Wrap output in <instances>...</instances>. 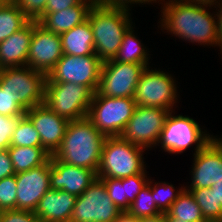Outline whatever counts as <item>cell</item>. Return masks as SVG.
Listing matches in <instances>:
<instances>
[{
	"mask_svg": "<svg viewBox=\"0 0 222 222\" xmlns=\"http://www.w3.org/2000/svg\"><path fill=\"white\" fill-rule=\"evenodd\" d=\"M160 4L161 20L158 27L162 32L187 43L219 47L216 12L211 13L209 10L212 7L191 4L184 0H161Z\"/></svg>",
	"mask_w": 222,
	"mask_h": 222,
	"instance_id": "6da1fadb",
	"label": "cell"
},
{
	"mask_svg": "<svg viewBox=\"0 0 222 222\" xmlns=\"http://www.w3.org/2000/svg\"><path fill=\"white\" fill-rule=\"evenodd\" d=\"M105 139L106 136L87 117L71 121L61 146L52 156L66 164L91 169L97 174Z\"/></svg>",
	"mask_w": 222,
	"mask_h": 222,
	"instance_id": "7a4b0ae2",
	"label": "cell"
},
{
	"mask_svg": "<svg viewBox=\"0 0 222 222\" xmlns=\"http://www.w3.org/2000/svg\"><path fill=\"white\" fill-rule=\"evenodd\" d=\"M132 10L94 4L87 19L94 35L95 54L102 62L116 56L124 34L133 25Z\"/></svg>",
	"mask_w": 222,
	"mask_h": 222,
	"instance_id": "3957f363",
	"label": "cell"
},
{
	"mask_svg": "<svg viewBox=\"0 0 222 222\" xmlns=\"http://www.w3.org/2000/svg\"><path fill=\"white\" fill-rule=\"evenodd\" d=\"M144 148L136 146L120 136L106 137L97 178L122 179L146 171Z\"/></svg>",
	"mask_w": 222,
	"mask_h": 222,
	"instance_id": "277c9868",
	"label": "cell"
},
{
	"mask_svg": "<svg viewBox=\"0 0 222 222\" xmlns=\"http://www.w3.org/2000/svg\"><path fill=\"white\" fill-rule=\"evenodd\" d=\"M175 112V110L170 111L157 146H160L161 150L163 149L162 151L166 153L177 155L195 145L193 153L195 155L215 135L207 133L206 129L201 128L200 124L192 117L177 115Z\"/></svg>",
	"mask_w": 222,
	"mask_h": 222,
	"instance_id": "5b68a950",
	"label": "cell"
},
{
	"mask_svg": "<svg viewBox=\"0 0 222 222\" xmlns=\"http://www.w3.org/2000/svg\"><path fill=\"white\" fill-rule=\"evenodd\" d=\"M93 92L73 82H45L44 104L67 121L87 117Z\"/></svg>",
	"mask_w": 222,
	"mask_h": 222,
	"instance_id": "8992f818",
	"label": "cell"
},
{
	"mask_svg": "<svg viewBox=\"0 0 222 222\" xmlns=\"http://www.w3.org/2000/svg\"><path fill=\"white\" fill-rule=\"evenodd\" d=\"M156 69L148 66L142 72L133 97L136 106L173 111L180 98L176 78L167 71Z\"/></svg>",
	"mask_w": 222,
	"mask_h": 222,
	"instance_id": "52a82bcc",
	"label": "cell"
},
{
	"mask_svg": "<svg viewBox=\"0 0 222 222\" xmlns=\"http://www.w3.org/2000/svg\"><path fill=\"white\" fill-rule=\"evenodd\" d=\"M135 107L134 98L108 97L94 93L87 118L104 136H120Z\"/></svg>",
	"mask_w": 222,
	"mask_h": 222,
	"instance_id": "ba28073f",
	"label": "cell"
},
{
	"mask_svg": "<svg viewBox=\"0 0 222 222\" xmlns=\"http://www.w3.org/2000/svg\"><path fill=\"white\" fill-rule=\"evenodd\" d=\"M170 110L136 106L120 137L146 150L157 148Z\"/></svg>",
	"mask_w": 222,
	"mask_h": 222,
	"instance_id": "9c48e42d",
	"label": "cell"
},
{
	"mask_svg": "<svg viewBox=\"0 0 222 222\" xmlns=\"http://www.w3.org/2000/svg\"><path fill=\"white\" fill-rule=\"evenodd\" d=\"M122 214L97 178L76 198L70 222H115Z\"/></svg>",
	"mask_w": 222,
	"mask_h": 222,
	"instance_id": "30bf717a",
	"label": "cell"
},
{
	"mask_svg": "<svg viewBox=\"0 0 222 222\" xmlns=\"http://www.w3.org/2000/svg\"><path fill=\"white\" fill-rule=\"evenodd\" d=\"M148 66L149 64L122 63L113 60L102 62L95 94L133 98L140 76Z\"/></svg>",
	"mask_w": 222,
	"mask_h": 222,
	"instance_id": "8fae6325",
	"label": "cell"
},
{
	"mask_svg": "<svg viewBox=\"0 0 222 222\" xmlns=\"http://www.w3.org/2000/svg\"><path fill=\"white\" fill-rule=\"evenodd\" d=\"M47 75L29 66L4 68L0 73V87L19 95L27 108L44 104Z\"/></svg>",
	"mask_w": 222,
	"mask_h": 222,
	"instance_id": "7c38bea8",
	"label": "cell"
},
{
	"mask_svg": "<svg viewBox=\"0 0 222 222\" xmlns=\"http://www.w3.org/2000/svg\"><path fill=\"white\" fill-rule=\"evenodd\" d=\"M102 61L97 55L74 56L63 54L47 75V82H73L96 92Z\"/></svg>",
	"mask_w": 222,
	"mask_h": 222,
	"instance_id": "4fadbf2b",
	"label": "cell"
},
{
	"mask_svg": "<svg viewBox=\"0 0 222 222\" xmlns=\"http://www.w3.org/2000/svg\"><path fill=\"white\" fill-rule=\"evenodd\" d=\"M191 183L185 188H210L222 178V135L193 155Z\"/></svg>",
	"mask_w": 222,
	"mask_h": 222,
	"instance_id": "5bb4252c",
	"label": "cell"
},
{
	"mask_svg": "<svg viewBox=\"0 0 222 222\" xmlns=\"http://www.w3.org/2000/svg\"><path fill=\"white\" fill-rule=\"evenodd\" d=\"M62 56L60 34L46 31L36 20H33V35L27 66L48 75Z\"/></svg>",
	"mask_w": 222,
	"mask_h": 222,
	"instance_id": "9a60e30c",
	"label": "cell"
},
{
	"mask_svg": "<svg viewBox=\"0 0 222 222\" xmlns=\"http://www.w3.org/2000/svg\"><path fill=\"white\" fill-rule=\"evenodd\" d=\"M17 209L35 211L40 199L50 189V158L38 167L15 174Z\"/></svg>",
	"mask_w": 222,
	"mask_h": 222,
	"instance_id": "2e32d148",
	"label": "cell"
},
{
	"mask_svg": "<svg viewBox=\"0 0 222 222\" xmlns=\"http://www.w3.org/2000/svg\"><path fill=\"white\" fill-rule=\"evenodd\" d=\"M25 116L38 131L43 148L54 155L61 146L69 121L50 110L45 104L29 108Z\"/></svg>",
	"mask_w": 222,
	"mask_h": 222,
	"instance_id": "e0dca14e",
	"label": "cell"
},
{
	"mask_svg": "<svg viewBox=\"0 0 222 222\" xmlns=\"http://www.w3.org/2000/svg\"><path fill=\"white\" fill-rule=\"evenodd\" d=\"M96 179L93 170L66 164L50 156V189L63 190L78 197Z\"/></svg>",
	"mask_w": 222,
	"mask_h": 222,
	"instance_id": "ac0fdd59",
	"label": "cell"
},
{
	"mask_svg": "<svg viewBox=\"0 0 222 222\" xmlns=\"http://www.w3.org/2000/svg\"><path fill=\"white\" fill-rule=\"evenodd\" d=\"M76 198L63 190L49 189L40 199L34 214L41 222H70Z\"/></svg>",
	"mask_w": 222,
	"mask_h": 222,
	"instance_id": "d6986e66",
	"label": "cell"
},
{
	"mask_svg": "<svg viewBox=\"0 0 222 222\" xmlns=\"http://www.w3.org/2000/svg\"><path fill=\"white\" fill-rule=\"evenodd\" d=\"M33 20L0 43V62L3 68L27 66Z\"/></svg>",
	"mask_w": 222,
	"mask_h": 222,
	"instance_id": "ffe728a7",
	"label": "cell"
},
{
	"mask_svg": "<svg viewBox=\"0 0 222 222\" xmlns=\"http://www.w3.org/2000/svg\"><path fill=\"white\" fill-rule=\"evenodd\" d=\"M95 3V0H82L78 5L42 15L37 22L46 31L62 34L86 21Z\"/></svg>",
	"mask_w": 222,
	"mask_h": 222,
	"instance_id": "44dd1931",
	"label": "cell"
},
{
	"mask_svg": "<svg viewBox=\"0 0 222 222\" xmlns=\"http://www.w3.org/2000/svg\"><path fill=\"white\" fill-rule=\"evenodd\" d=\"M60 38L63 54L74 56L96 55L94 35L88 19L60 34Z\"/></svg>",
	"mask_w": 222,
	"mask_h": 222,
	"instance_id": "7402d4cb",
	"label": "cell"
},
{
	"mask_svg": "<svg viewBox=\"0 0 222 222\" xmlns=\"http://www.w3.org/2000/svg\"><path fill=\"white\" fill-rule=\"evenodd\" d=\"M134 28L133 24L124 34L118 52L112 60L122 63L150 64V51L135 34Z\"/></svg>",
	"mask_w": 222,
	"mask_h": 222,
	"instance_id": "603a6c76",
	"label": "cell"
},
{
	"mask_svg": "<svg viewBox=\"0 0 222 222\" xmlns=\"http://www.w3.org/2000/svg\"><path fill=\"white\" fill-rule=\"evenodd\" d=\"M15 174L43 165L50 154L43 147L10 146L8 149Z\"/></svg>",
	"mask_w": 222,
	"mask_h": 222,
	"instance_id": "cb8c5ba5",
	"label": "cell"
},
{
	"mask_svg": "<svg viewBox=\"0 0 222 222\" xmlns=\"http://www.w3.org/2000/svg\"><path fill=\"white\" fill-rule=\"evenodd\" d=\"M165 217H172L183 222H207L200 206L195 201L190 191L184 189L176 201L165 213Z\"/></svg>",
	"mask_w": 222,
	"mask_h": 222,
	"instance_id": "d4e9b609",
	"label": "cell"
},
{
	"mask_svg": "<svg viewBox=\"0 0 222 222\" xmlns=\"http://www.w3.org/2000/svg\"><path fill=\"white\" fill-rule=\"evenodd\" d=\"M30 19L14 1L0 6V43L24 27Z\"/></svg>",
	"mask_w": 222,
	"mask_h": 222,
	"instance_id": "484cf974",
	"label": "cell"
},
{
	"mask_svg": "<svg viewBox=\"0 0 222 222\" xmlns=\"http://www.w3.org/2000/svg\"><path fill=\"white\" fill-rule=\"evenodd\" d=\"M185 189L193 195L207 222H222V205L218 204L215 191L211 188Z\"/></svg>",
	"mask_w": 222,
	"mask_h": 222,
	"instance_id": "4316f807",
	"label": "cell"
},
{
	"mask_svg": "<svg viewBox=\"0 0 222 222\" xmlns=\"http://www.w3.org/2000/svg\"><path fill=\"white\" fill-rule=\"evenodd\" d=\"M148 183L151 186L154 202L162 213H166L170 209V206L185 189L184 184L183 186L181 185V187L175 189L173 184L164 181L155 182L151 178L148 179Z\"/></svg>",
	"mask_w": 222,
	"mask_h": 222,
	"instance_id": "83f0119b",
	"label": "cell"
},
{
	"mask_svg": "<svg viewBox=\"0 0 222 222\" xmlns=\"http://www.w3.org/2000/svg\"><path fill=\"white\" fill-rule=\"evenodd\" d=\"M126 213L135 219L156 216L162 213L154 202L149 183H147L137 194L135 200L131 203L130 208L126 211Z\"/></svg>",
	"mask_w": 222,
	"mask_h": 222,
	"instance_id": "f1b7e54d",
	"label": "cell"
},
{
	"mask_svg": "<svg viewBox=\"0 0 222 222\" xmlns=\"http://www.w3.org/2000/svg\"><path fill=\"white\" fill-rule=\"evenodd\" d=\"M10 146L43 147L38 131L25 115L19 120L13 132Z\"/></svg>",
	"mask_w": 222,
	"mask_h": 222,
	"instance_id": "f546056e",
	"label": "cell"
},
{
	"mask_svg": "<svg viewBox=\"0 0 222 222\" xmlns=\"http://www.w3.org/2000/svg\"><path fill=\"white\" fill-rule=\"evenodd\" d=\"M105 185L108 196L112 202L124 213L130 208L127 201L126 184H122V179L99 178Z\"/></svg>",
	"mask_w": 222,
	"mask_h": 222,
	"instance_id": "4dcf8cb0",
	"label": "cell"
},
{
	"mask_svg": "<svg viewBox=\"0 0 222 222\" xmlns=\"http://www.w3.org/2000/svg\"><path fill=\"white\" fill-rule=\"evenodd\" d=\"M28 109L19 101V95L0 87V115L24 116Z\"/></svg>",
	"mask_w": 222,
	"mask_h": 222,
	"instance_id": "1f68e13d",
	"label": "cell"
},
{
	"mask_svg": "<svg viewBox=\"0 0 222 222\" xmlns=\"http://www.w3.org/2000/svg\"><path fill=\"white\" fill-rule=\"evenodd\" d=\"M15 175L0 179V211L17 209Z\"/></svg>",
	"mask_w": 222,
	"mask_h": 222,
	"instance_id": "d6a6232c",
	"label": "cell"
},
{
	"mask_svg": "<svg viewBox=\"0 0 222 222\" xmlns=\"http://www.w3.org/2000/svg\"><path fill=\"white\" fill-rule=\"evenodd\" d=\"M22 117L0 115V150L10 147L13 132Z\"/></svg>",
	"mask_w": 222,
	"mask_h": 222,
	"instance_id": "836d02e7",
	"label": "cell"
},
{
	"mask_svg": "<svg viewBox=\"0 0 222 222\" xmlns=\"http://www.w3.org/2000/svg\"><path fill=\"white\" fill-rule=\"evenodd\" d=\"M147 175L149 174L140 173L127 178H122V184H126L127 201L130 205L141 189L148 183L149 176Z\"/></svg>",
	"mask_w": 222,
	"mask_h": 222,
	"instance_id": "e575fe53",
	"label": "cell"
},
{
	"mask_svg": "<svg viewBox=\"0 0 222 222\" xmlns=\"http://www.w3.org/2000/svg\"><path fill=\"white\" fill-rule=\"evenodd\" d=\"M30 20H38L45 11L47 0H13Z\"/></svg>",
	"mask_w": 222,
	"mask_h": 222,
	"instance_id": "d590c367",
	"label": "cell"
},
{
	"mask_svg": "<svg viewBox=\"0 0 222 222\" xmlns=\"http://www.w3.org/2000/svg\"><path fill=\"white\" fill-rule=\"evenodd\" d=\"M0 222H41L33 211L3 210L0 211Z\"/></svg>",
	"mask_w": 222,
	"mask_h": 222,
	"instance_id": "8d00e7d4",
	"label": "cell"
},
{
	"mask_svg": "<svg viewBox=\"0 0 222 222\" xmlns=\"http://www.w3.org/2000/svg\"><path fill=\"white\" fill-rule=\"evenodd\" d=\"M96 4L98 5H103L107 7H117V8H125L131 10V5H144V4H149L153 5V3H158L161 2V0H95ZM151 3V4H150Z\"/></svg>",
	"mask_w": 222,
	"mask_h": 222,
	"instance_id": "74e56055",
	"label": "cell"
},
{
	"mask_svg": "<svg viewBox=\"0 0 222 222\" xmlns=\"http://www.w3.org/2000/svg\"><path fill=\"white\" fill-rule=\"evenodd\" d=\"M82 0H47L43 15L78 5Z\"/></svg>",
	"mask_w": 222,
	"mask_h": 222,
	"instance_id": "f35d334b",
	"label": "cell"
},
{
	"mask_svg": "<svg viewBox=\"0 0 222 222\" xmlns=\"http://www.w3.org/2000/svg\"><path fill=\"white\" fill-rule=\"evenodd\" d=\"M15 175L12 161L7 149L0 150V179Z\"/></svg>",
	"mask_w": 222,
	"mask_h": 222,
	"instance_id": "ab89813d",
	"label": "cell"
},
{
	"mask_svg": "<svg viewBox=\"0 0 222 222\" xmlns=\"http://www.w3.org/2000/svg\"><path fill=\"white\" fill-rule=\"evenodd\" d=\"M216 8V16H217V25H218V45L220 55L222 54V0L218 2V4L214 7ZM222 60V57H221Z\"/></svg>",
	"mask_w": 222,
	"mask_h": 222,
	"instance_id": "60d3db41",
	"label": "cell"
},
{
	"mask_svg": "<svg viewBox=\"0 0 222 222\" xmlns=\"http://www.w3.org/2000/svg\"><path fill=\"white\" fill-rule=\"evenodd\" d=\"M137 222H166L165 213H160L156 216L137 218Z\"/></svg>",
	"mask_w": 222,
	"mask_h": 222,
	"instance_id": "b9f144b4",
	"label": "cell"
},
{
	"mask_svg": "<svg viewBox=\"0 0 222 222\" xmlns=\"http://www.w3.org/2000/svg\"><path fill=\"white\" fill-rule=\"evenodd\" d=\"M185 2H189L191 4H197L202 6H209L214 9V7L218 4L220 0H184Z\"/></svg>",
	"mask_w": 222,
	"mask_h": 222,
	"instance_id": "7bdbcfd3",
	"label": "cell"
},
{
	"mask_svg": "<svg viewBox=\"0 0 222 222\" xmlns=\"http://www.w3.org/2000/svg\"><path fill=\"white\" fill-rule=\"evenodd\" d=\"M212 191H215L218 204L222 205V178L218 180L212 187H210Z\"/></svg>",
	"mask_w": 222,
	"mask_h": 222,
	"instance_id": "ee69618b",
	"label": "cell"
},
{
	"mask_svg": "<svg viewBox=\"0 0 222 222\" xmlns=\"http://www.w3.org/2000/svg\"><path fill=\"white\" fill-rule=\"evenodd\" d=\"M115 222H137V219L124 212Z\"/></svg>",
	"mask_w": 222,
	"mask_h": 222,
	"instance_id": "f6af8a7d",
	"label": "cell"
},
{
	"mask_svg": "<svg viewBox=\"0 0 222 222\" xmlns=\"http://www.w3.org/2000/svg\"><path fill=\"white\" fill-rule=\"evenodd\" d=\"M165 221L166 222H183L181 220H178V219H175V218H172V217H165Z\"/></svg>",
	"mask_w": 222,
	"mask_h": 222,
	"instance_id": "bcb514c9",
	"label": "cell"
},
{
	"mask_svg": "<svg viewBox=\"0 0 222 222\" xmlns=\"http://www.w3.org/2000/svg\"><path fill=\"white\" fill-rule=\"evenodd\" d=\"M9 0H0V6L4 5L5 3H7Z\"/></svg>",
	"mask_w": 222,
	"mask_h": 222,
	"instance_id": "7dc6e473",
	"label": "cell"
},
{
	"mask_svg": "<svg viewBox=\"0 0 222 222\" xmlns=\"http://www.w3.org/2000/svg\"><path fill=\"white\" fill-rule=\"evenodd\" d=\"M3 66H2V64H1V62H0V73L3 71Z\"/></svg>",
	"mask_w": 222,
	"mask_h": 222,
	"instance_id": "c3c4849f",
	"label": "cell"
}]
</instances>
